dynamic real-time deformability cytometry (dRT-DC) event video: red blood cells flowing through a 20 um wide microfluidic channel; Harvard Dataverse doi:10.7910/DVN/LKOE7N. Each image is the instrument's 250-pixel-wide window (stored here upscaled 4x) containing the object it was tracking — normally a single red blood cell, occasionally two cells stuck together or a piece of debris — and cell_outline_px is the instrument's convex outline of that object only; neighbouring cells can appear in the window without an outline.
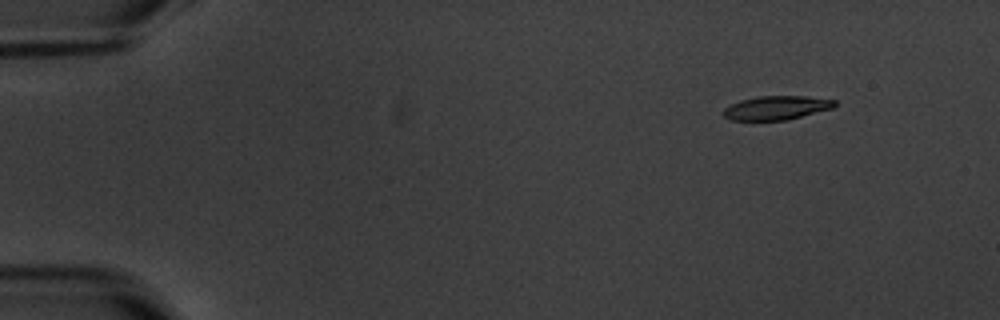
{"species": "common noctule bat (a hibernating species)", "species_latin": "Nyctalus noctula", "temperature_condition": "warm", "stored_images_in_passage": 5, "camera_frame_rate_fps": 3000, "um_per_image_px": 0.085, "animal": {"sex": "male", "body_mass_g": 20.1, "forearm_length_mm": 53.5}, "frame": {"image": 1, "passage_image": 2, "time_ms": 1.0, "image_size_px": [1000, 320], "cell_outline_px": [[836, 104], [832, 108], [788, 120], [732, 120], [724, 116], [724, 108], [740, 100], [756, 96], [804, 96], [836, 100]], "centroid_in_image_um": [66.0, 9.16], "position_along_channel_um": 19.0, "area_um2": 15.37}}
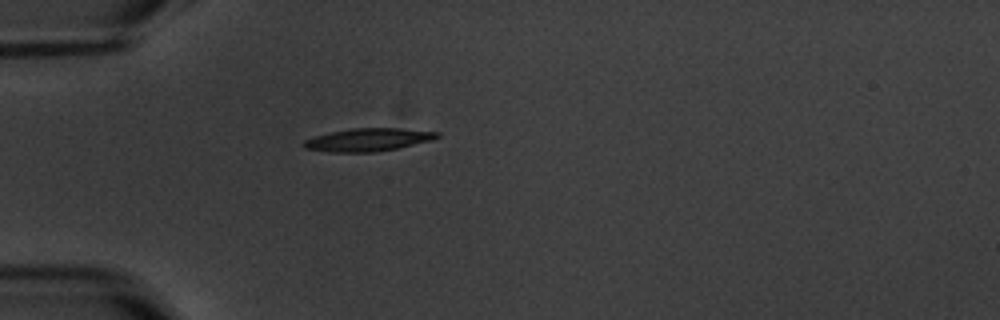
{"frame": {"image": 2, "passage_image": 5, "time_ms": 4.667, "image_size_px": [1000, 320], "cell_outline_px": [[440, 136], [432, 140], [396, 148], [372, 152], [332, 152], [304, 148], [304, 140], [316, 136], [332, 132], [352, 128], [400, 128], [440, 132]], "centroid_in_image_um": [31.32, 11.87], "position_along_channel_um": 53.7, "area_um2": 17.51}}